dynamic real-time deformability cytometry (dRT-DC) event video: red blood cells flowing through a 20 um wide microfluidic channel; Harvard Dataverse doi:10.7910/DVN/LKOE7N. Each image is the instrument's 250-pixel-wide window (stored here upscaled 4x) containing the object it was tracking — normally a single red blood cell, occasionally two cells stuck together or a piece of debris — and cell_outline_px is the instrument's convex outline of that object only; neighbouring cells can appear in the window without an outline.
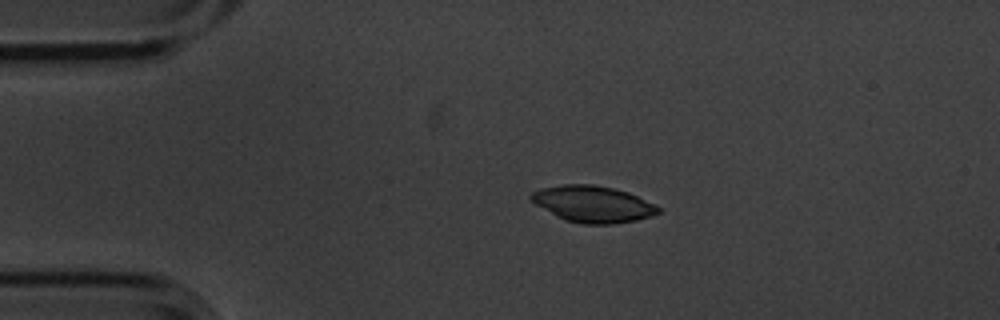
{"species": "common noctule bat (a hibernating species)", "species_latin": "Nyctalus noctula", "temperature_condition": "cold", "stored_images_in_passage": 4, "camera_frame_rate_fps": 3000, "um_per_image_px": 0.085, "animal": {"sex": "male", "body_mass_g": 20.1, "forearm_length_mm": 53.5}, "frame": {"image": 1, "passage_image": 3, "time_ms": 0.667, "image_size_px": [1000, 320], "cell_outline_px": [[660, 212], [652, 216], [636, 220], [612, 224], [580, 224], [564, 220], [556, 216], [536, 204], [528, 196], [532, 192], [540, 188], [560, 184], [592, 184], [612, 188], [628, 192], [656, 204], [660, 208]], "centroid_in_image_um": [50.39, 17.34], "position_along_channel_um": 34.6, "area_um2": 27.17}}